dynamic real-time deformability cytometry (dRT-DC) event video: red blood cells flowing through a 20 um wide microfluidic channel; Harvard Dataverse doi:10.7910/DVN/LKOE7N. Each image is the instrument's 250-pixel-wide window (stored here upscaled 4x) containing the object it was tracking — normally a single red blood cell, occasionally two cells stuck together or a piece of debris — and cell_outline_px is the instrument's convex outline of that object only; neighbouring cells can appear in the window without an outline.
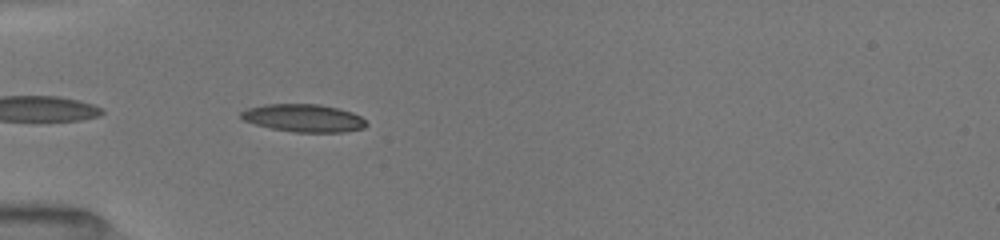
{"species": "common noctule bat (a hibernating species)", "species_latin": "Nyctalus noctula", "temperature_condition": "room temperature", "stored_images_in_passage": 12, "camera_frame_rate_fps": 3000, "um_per_image_px": 0.085, "animal": {"sex": "female", "body_mass_g": 19.5, "forearm_length_mm": 54.1}, "frame": {"image": 1, "passage_image": 5, "time_ms": 0.667, "image_size_px": [1000, 240], "cell_outline_px": [[368, 124], [364, 128], [344, 132], [292, 132], [272, 128], [256, 124], [244, 120], [240, 116], [240, 112], [248, 108], [264, 104], [320, 104], [352, 112], [360, 116]], "centroid_in_image_um": [25.81, 10.03], "position_along_channel_um": 59.2, "area_um2": 20.17}}